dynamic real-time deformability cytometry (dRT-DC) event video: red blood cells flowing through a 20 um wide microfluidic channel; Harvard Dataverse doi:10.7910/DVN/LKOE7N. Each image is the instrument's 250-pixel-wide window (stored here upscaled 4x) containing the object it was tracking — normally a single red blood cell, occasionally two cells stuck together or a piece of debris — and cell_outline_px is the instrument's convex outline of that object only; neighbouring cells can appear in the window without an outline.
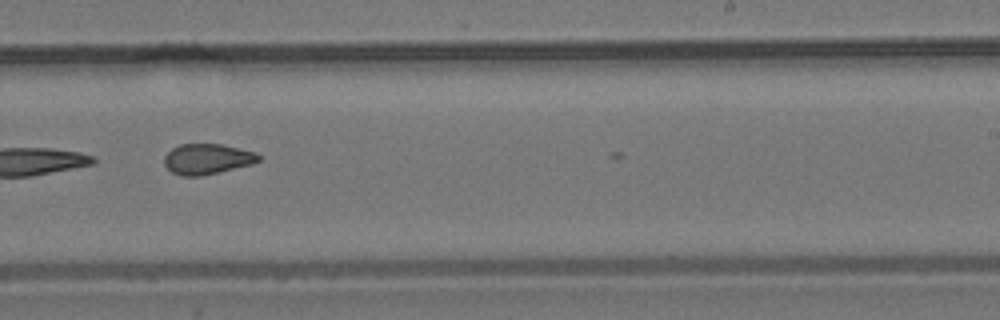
{"species": "common noctule bat (a hibernating species)", "species_latin": "Nyctalus noctula", "temperature_condition": "room temperature", "stored_images_in_passage": 11, "camera_frame_rate_fps": 3000, "um_per_image_px": 0.085, "animal": {"sex": "male", "body_mass_g": 19.2, "forearm_length_mm": 51.8}, "frame": {"image": 1, "passage_image": 7, "time_ms": 7.0, "image_size_px": [1000, 320], "cell_outline_px": [[260, 160], [252, 164], [200, 176], [180, 176], [172, 172], [164, 164], [164, 156], [172, 148], [180, 144], [220, 144], [256, 152], [260, 156]], "centroid_in_image_um": [17.59, 13.51], "position_along_channel_um": 271.4, "area_um2": 16.65}}